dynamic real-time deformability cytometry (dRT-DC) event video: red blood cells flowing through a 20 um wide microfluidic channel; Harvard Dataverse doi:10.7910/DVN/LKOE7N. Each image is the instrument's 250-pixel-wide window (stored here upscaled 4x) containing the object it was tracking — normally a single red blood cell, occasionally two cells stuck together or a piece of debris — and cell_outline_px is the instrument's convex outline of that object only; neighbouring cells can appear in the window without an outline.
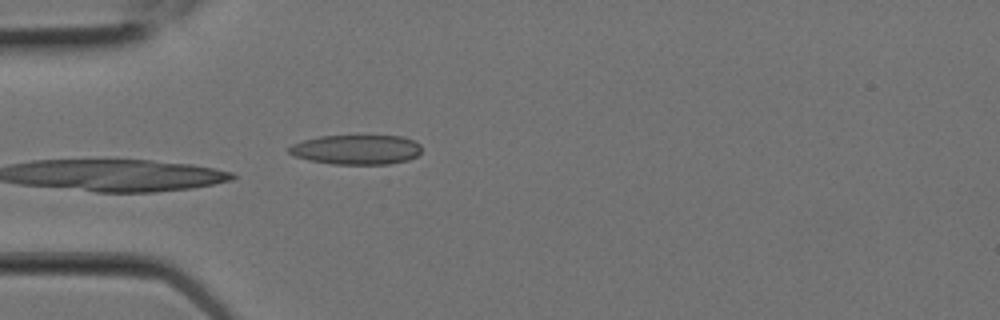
{"species": "Egyptian fruit bat (a non-hibernating species)", "species_latin": "Rousettus aegyptiacus", "temperature_condition": "room temperature", "stored_images_in_passage": 7, "camera_frame_rate_fps": 3000, "um_per_image_px": 0.085, "animal": {"sex": "female"}, "frame": {"image": 1, "passage_image": 7, "time_ms": 2.0, "image_size_px": [1000, 320], "cell_outline_px": [[420, 152], [416, 156], [408, 160], [388, 164], [332, 164], [308, 160], [292, 156], [288, 152], [288, 148], [292, 144], [304, 140], [320, 136], [404, 136], [420, 144]], "centroid_in_image_um": [30.27, 12.72], "position_along_channel_um": 54.7, "area_um2": 22.95}}